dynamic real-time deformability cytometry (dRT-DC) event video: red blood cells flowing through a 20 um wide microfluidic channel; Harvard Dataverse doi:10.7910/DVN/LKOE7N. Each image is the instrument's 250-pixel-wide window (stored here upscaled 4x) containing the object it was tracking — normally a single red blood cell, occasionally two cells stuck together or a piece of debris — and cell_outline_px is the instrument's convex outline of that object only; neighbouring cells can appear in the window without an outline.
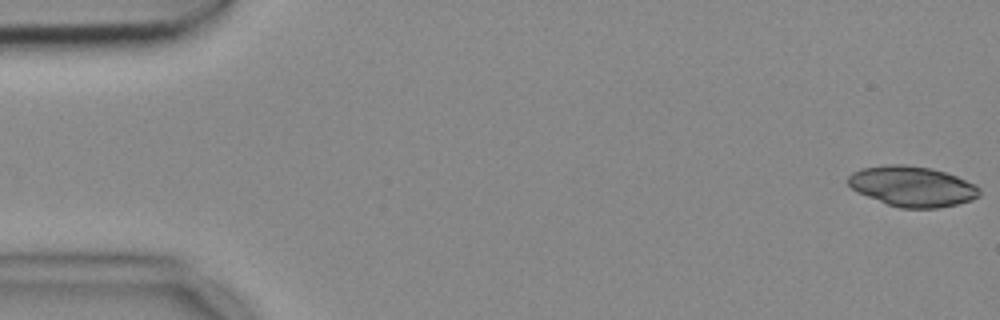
{"species": "common noctule bat (a hibernating species)", "species_latin": "Nyctalus noctula", "temperature_condition": "cold", "stored_images_in_passage": 54, "camera_frame_rate_fps": 3000, "um_per_image_px": 0.085, "animal": {"sex": "female", "body_mass_g": 18.4}, "frame": {"image": 1, "passage_image": 1, "time_ms": 0.0, "image_size_px": [1000, 320], "cell_outline_px": [[980, 196], [972, 200], [940, 208], [900, 208], [888, 204], [856, 192], [848, 184], [848, 176], [852, 172], [860, 168], [888, 164], [904, 164], [928, 168], [944, 172], [956, 176], [980, 188]], "centroid_in_image_um": [77.51, 15.84], "position_along_channel_um": 7.5, "area_um2": 30.75}}